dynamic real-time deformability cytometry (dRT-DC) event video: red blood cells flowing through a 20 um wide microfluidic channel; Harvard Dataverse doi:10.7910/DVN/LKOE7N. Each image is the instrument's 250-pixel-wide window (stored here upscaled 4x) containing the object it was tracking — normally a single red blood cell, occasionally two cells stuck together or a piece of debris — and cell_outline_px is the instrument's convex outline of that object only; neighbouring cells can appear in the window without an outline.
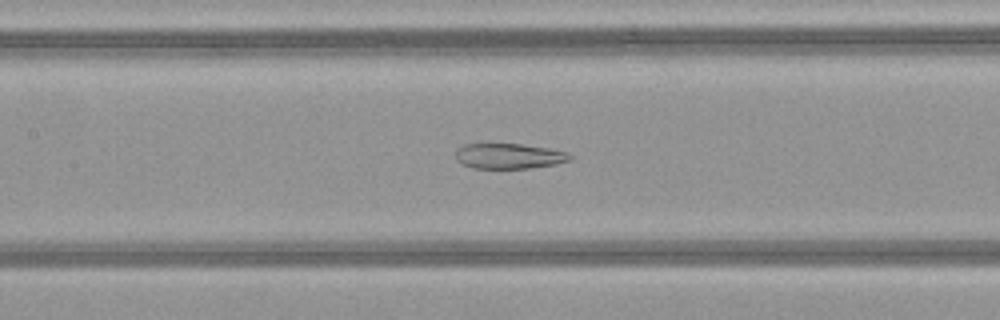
{"species": "common noctule bat (a hibernating species)", "species_latin": "Nyctalus noctula", "temperature_condition": "warm", "stored_images_in_passage": 45, "camera_frame_rate_fps": 3000, "um_per_image_px": 0.085, "animal": {"sex": "female", "body_mass_g": 21.9}, "frame": {"image": 1, "passage_image": 19, "time_ms": 6.0, "image_size_px": [1000, 320], "cell_outline_px": [[572, 160], [556, 164], [532, 168], [472, 168], [460, 164], [456, 160], [456, 148], [464, 144], [520, 144], [548, 148], [564, 152], [572, 156]], "centroid_in_image_um": [43.22, 13.27], "position_along_channel_um": 164.2, "area_um2": 16.94}}
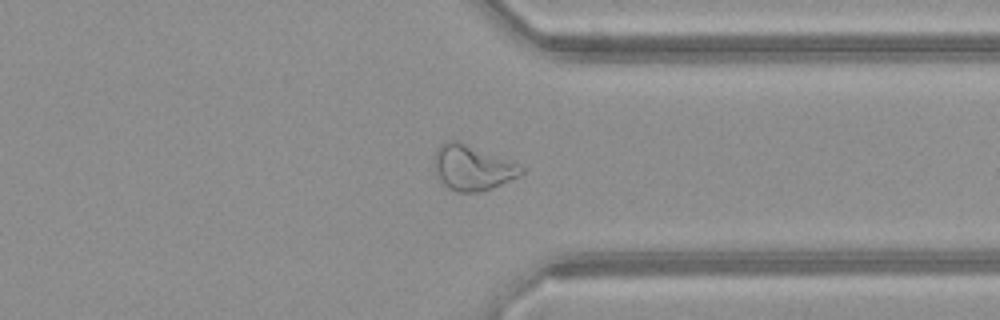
{"frame": {"image": 2, "passage_image": 34, "time_ms": 11.0, "image_size_px": [1000, 320], "cell_outline_px": [[524, 172], [520, 176], [500, 184], [476, 192], [460, 192], [448, 188], [440, 180], [436, 172], [436, 148], [444, 140], [460, 140], [516, 164], [524, 168]], "centroid_in_image_um": [40.13, 14.23], "position_along_channel_um": 371.3, "area_um2": 22.43}}
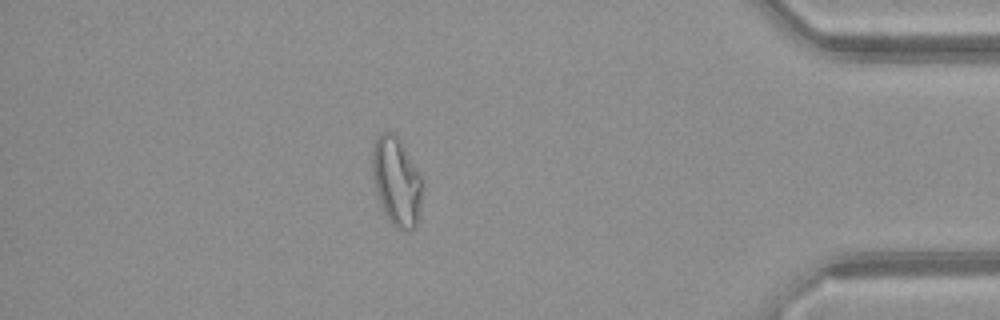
{"frame": {"image": 3, "passage_image": 39, "time_ms": 12.667, "image_size_px": [1000, 320], "cell_outline_px": [[420, 200], [416, 224], [408, 232], [400, 232], [388, 220], [384, 212], [376, 192], [372, 176], [372, 148], [380, 132], [396, 132], [420, 172]], "centroid_in_image_um": [33.67, 15.39], "position_along_channel_um": 401.5, "area_um2": 25.84}, "authors_computed_cell_mechanics": {"area_um2": 24.276, "velocity_mm_per_s": 4.1817, "shape_relaxation_time_tau1_ms": null, "shape_relaxation_time_tau2_ms": 1.8101, "deformation_change_tau1": null, "deformation_change_tau2": 0.0915}}